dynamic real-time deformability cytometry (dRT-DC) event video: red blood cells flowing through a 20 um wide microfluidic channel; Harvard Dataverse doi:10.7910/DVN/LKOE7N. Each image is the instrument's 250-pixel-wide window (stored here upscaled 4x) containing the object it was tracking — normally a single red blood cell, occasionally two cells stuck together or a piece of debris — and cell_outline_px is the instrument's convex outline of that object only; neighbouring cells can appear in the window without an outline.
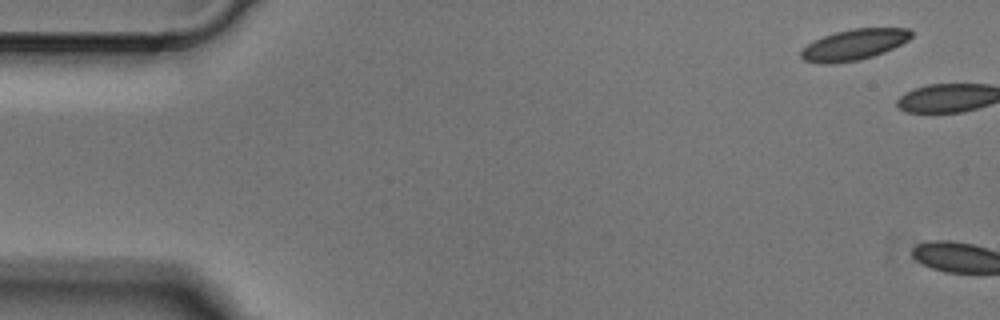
{"species": "Egyptian fruit bat (a non-hibernating species)", "species_latin": "Rousettus aegyptiacus", "temperature_condition": "cold", "stored_images_in_passage": 6, "camera_frame_rate_fps": 3000, "um_per_image_px": 0.085, "animal": {"sex": "male"}, "frame": {"image": 1, "passage_image": 1, "time_ms": 0.0, "image_size_px": [1000, 320], "cell_outline_px": [[912, 36], [908, 40], [884, 52], [872, 56], [856, 60], [832, 64], [824, 64], [804, 60], [800, 56], [800, 52], [808, 44], [824, 36], [836, 32], [852, 28], [912, 28]], "centroid_in_image_um": [72.61, 3.79], "position_along_channel_um": 12.4, "area_um2": 19.59}}
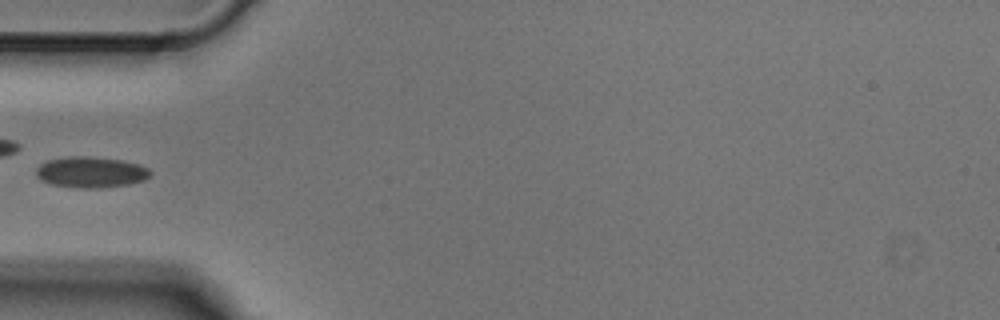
{"frame": {"image": 2, "passage_image": 5, "time_ms": 1.333, "image_size_px": [1000, 320], "cell_outline_px": [[152, 172], [144, 180], [128, 184], [100, 188], [80, 188], [52, 184], [40, 180], [36, 176], [36, 168], [40, 164], [48, 160], [68, 156], [84, 156], [120, 160], [136, 164], [148, 168]], "centroid_in_image_um": [7.68, 14.64], "position_along_channel_um": 77.3, "area_um2": 20.4}}
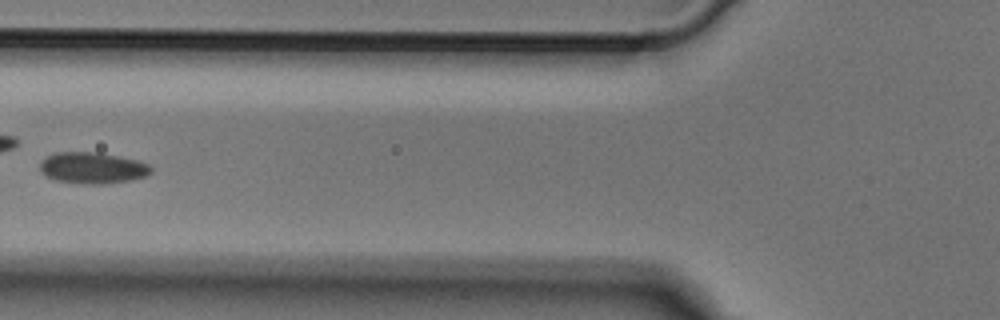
{"frame": {"image": 3, "passage_image": 6, "time_ms": 1.667, "image_size_px": [1000, 320], "cell_outline_px": [[152, 172], [148, 176], [132, 180], [104, 184], [76, 184], [56, 180], [44, 176], [40, 172], [40, 164], [48, 156], [56, 152], [96, 152], [120, 156], [136, 160], [148, 164], [152, 168]], "centroid_in_image_um": [7.87, 14.29], "position_along_channel_um": 117.9, "area_um2": 20.52}}